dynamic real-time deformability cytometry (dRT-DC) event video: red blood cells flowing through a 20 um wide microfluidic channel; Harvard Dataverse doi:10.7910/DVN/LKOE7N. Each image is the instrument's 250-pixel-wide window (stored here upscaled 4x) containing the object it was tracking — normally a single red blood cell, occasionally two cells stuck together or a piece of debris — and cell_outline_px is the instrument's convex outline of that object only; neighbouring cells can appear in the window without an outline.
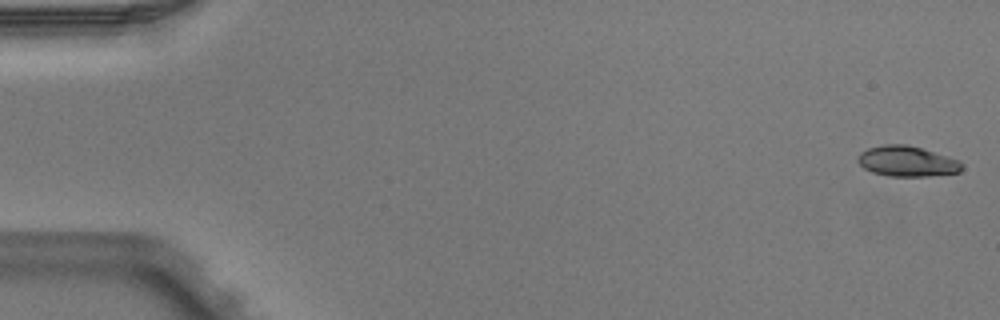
{"species": "Egyptian fruit bat (a non-hibernating species)", "species_latin": "Rousettus aegyptiacus", "temperature_condition": "warm", "stored_images_in_passage": 5, "camera_frame_rate_fps": 3000, "um_per_image_px": 0.085, "animal": {"sex": "male"}, "frame": {"image": 1, "passage_image": 1, "time_ms": 0.0, "image_size_px": [1000, 320], "cell_outline_px": [[964, 168], [960, 172], [928, 176], [888, 176], [872, 172], [864, 168], [856, 160], [856, 156], [860, 152], [868, 148], [884, 144], [904, 144], [920, 148], [948, 156], [960, 160], [964, 164]], "centroid_in_image_um": [77.1, 13.71], "position_along_channel_um": 7.9, "area_um2": 18.61}}